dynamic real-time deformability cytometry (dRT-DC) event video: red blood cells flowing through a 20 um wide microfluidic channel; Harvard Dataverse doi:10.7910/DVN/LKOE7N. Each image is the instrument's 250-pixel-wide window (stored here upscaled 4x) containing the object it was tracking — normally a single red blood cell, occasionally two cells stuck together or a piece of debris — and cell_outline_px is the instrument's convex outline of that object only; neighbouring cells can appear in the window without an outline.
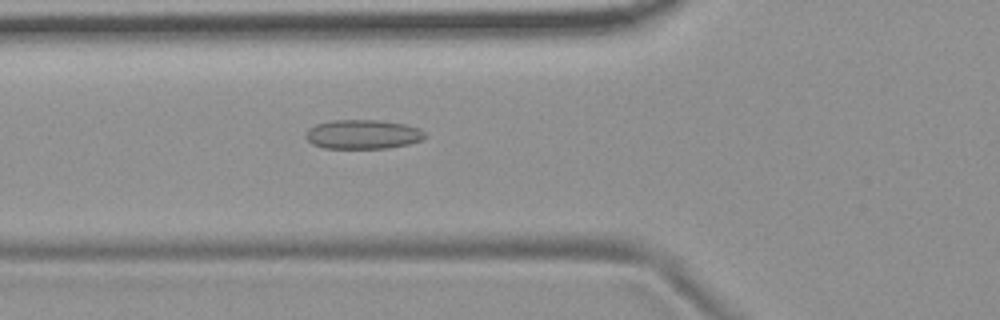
{"species": "common noctule bat (a hibernating species)", "species_latin": "Nyctalus noctula", "temperature_condition": "room temperature", "stored_images_in_passage": 55, "camera_frame_rate_fps": 3000, "um_per_image_px": 0.085, "animal": {"sex": "female", "body_mass_g": 19.9}, "frame": {"image": 1, "passage_image": 20, "time_ms": 6.333, "image_size_px": [1000, 320], "cell_outline_px": [[428, 136], [424, 140], [408, 144], [388, 148], [324, 148], [312, 144], [304, 136], [316, 124], [332, 120], [376, 120], [404, 124], [420, 128]], "centroid_in_image_um": [30.89, 11.42], "position_along_channel_um": 94.9, "area_um2": 20.29}}
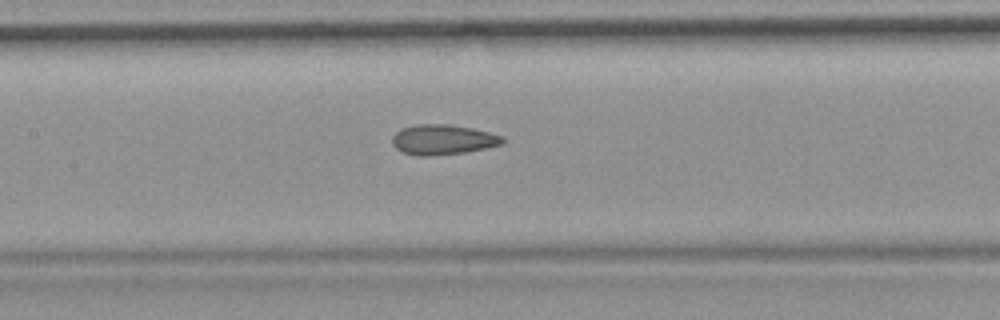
{"frame": {"image": 2, "passage_image": 26, "time_ms": 8.333, "image_size_px": [1000, 320], "cell_outline_px": [[504, 140], [500, 144], [484, 148], [464, 152], [428, 156], [416, 156], [404, 152], [396, 148], [392, 144], [392, 136], [396, 132], [404, 128], [416, 124], [448, 124], [472, 128], [504, 136]], "centroid_in_image_um": [37.62, 11.86], "position_along_channel_um": 169.8, "area_um2": 19.13}}
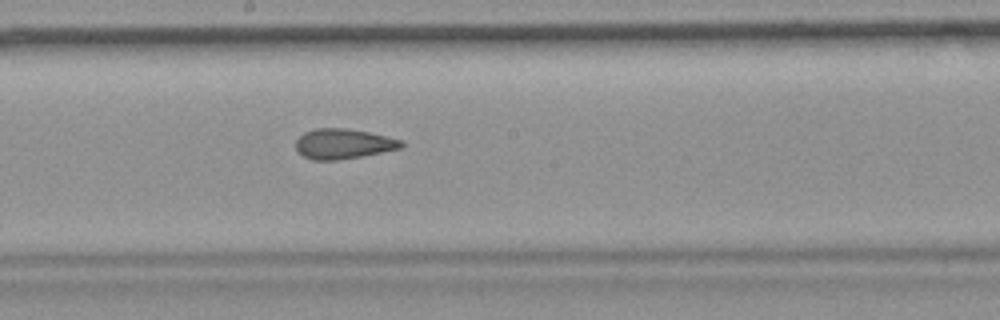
{"frame": {"image": 3, "passage_image": 30, "time_ms": 9.667, "image_size_px": [1000, 320], "cell_outline_px": [[404, 144], [400, 148], [360, 156], [336, 160], [312, 160], [304, 156], [296, 148], [296, 140], [304, 132], [316, 128], [344, 128], [368, 132], [404, 140]], "centroid_in_image_um": [29.17, 12.21], "position_along_channel_um": 219.0, "area_um2": 18.26}, "authors_computed_cell_mechanics": {"area_um2": 19.652, "velocity_mm_per_s": 3.7181, "shape_relaxation_time_tau1_ms": null, "shape_relaxation_time_tau2_ms": 2.7126, "deformation_change_tau1": null, "deformation_change_tau2": 0.1035}}